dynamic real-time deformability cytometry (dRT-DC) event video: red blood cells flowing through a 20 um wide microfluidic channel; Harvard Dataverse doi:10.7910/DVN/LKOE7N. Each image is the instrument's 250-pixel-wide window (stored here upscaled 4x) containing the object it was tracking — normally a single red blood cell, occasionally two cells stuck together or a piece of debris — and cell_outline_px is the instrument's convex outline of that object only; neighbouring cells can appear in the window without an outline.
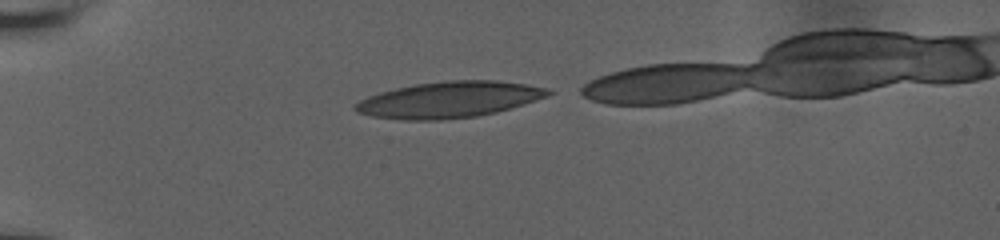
{"species": "human", "species_latin": "Homo sapiens", "temperature_condition": "room temperature", "stored_images_in_passage": 36, "camera_frame_rate_fps": 3000, "um_per_image_px": 0.085, "donor": {"sex": "male"}, "frame": {"image": 1, "passage_image": 1, "time_ms": 0.0, "image_size_px": [1000, 240], "cell_outline_px": [[556, 92], [548, 96], [524, 104], [496, 112], [476, 116], [440, 120], [404, 120], [372, 116], [356, 112], [352, 108], [352, 104], [368, 96], [380, 92], [396, 88], [416, 84], [448, 80], [496, 80], [524, 84], [548, 88]], "centroid_in_image_um": [38.17, 8.47], "position_along_channel_um": 46.8, "area_um2": 40.69}}
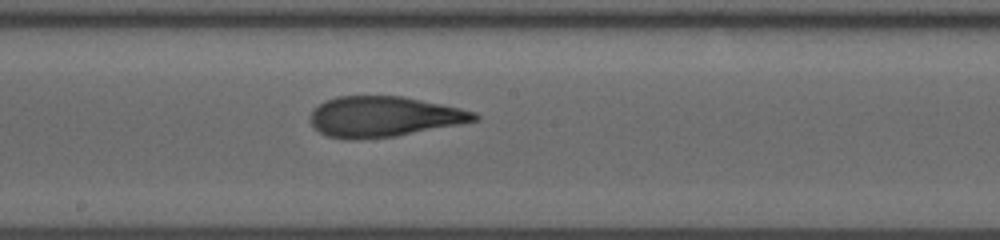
{"frame": {"image": 2, "passage_image": 17, "time_ms": 5.333, "image_size_px": [1000, 240], "cell_outline_px": [[480, 120], [460, 124], [396, 136], [348, 140], [328, 136], [320, 132], [312, 124], [308, 116], [312, 108], [336, 96], [404, 96], [460, 108], [476, 112], [480, 116]], "centroid_in_image_um": [32.63, 9.91], "position_along_channel_um": 215.6, "area_um2": 38.78}}
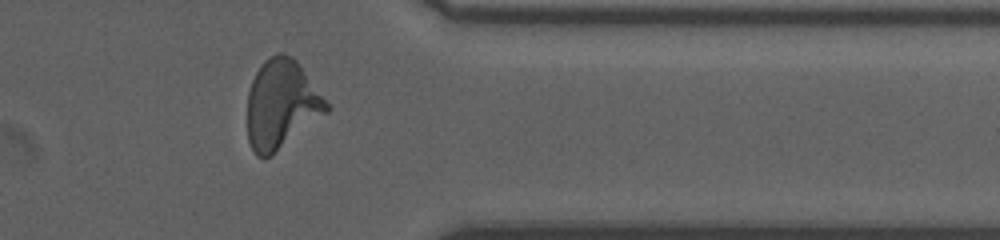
{"frame": {"image": 3, "passage_image": 31, "time_ms": 10.0, "image_size_px": [1000, 240], "cell_outline_px": [[332, 108], [328, 112], [272, 156], [264, 160], [256, 156], [248, 140], [248, 92], [252, 80], [260, 64], [264, 60], [276, 52], [284, 52], [292, 56], [296, 60]], "centroid_in_image_um": [23.92, 8.88], "position_along_channel_um": 387.5, "area_um2": 41.27}}